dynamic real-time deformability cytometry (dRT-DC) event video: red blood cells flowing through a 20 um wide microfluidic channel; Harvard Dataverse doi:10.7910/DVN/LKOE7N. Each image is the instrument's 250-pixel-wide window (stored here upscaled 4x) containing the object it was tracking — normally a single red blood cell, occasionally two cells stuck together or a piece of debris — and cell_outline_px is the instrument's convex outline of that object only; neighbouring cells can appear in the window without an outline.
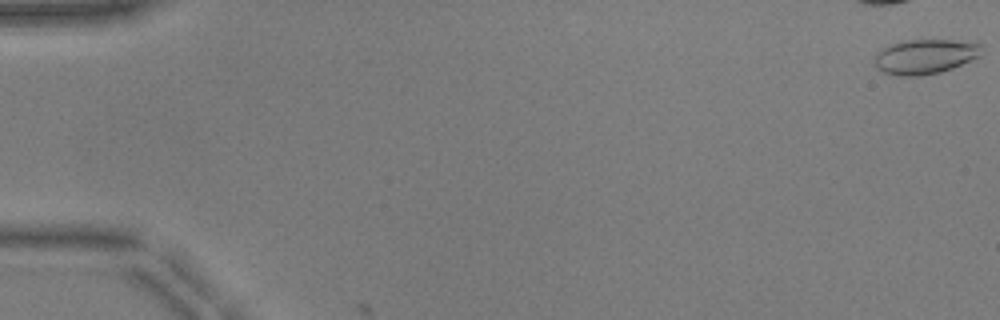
{"species": "common noctule bat (a hibernating species)", "species_latin": "Nyctalus noctula", "temperature_condition": "warm", "stored_images_in_passage": 3, "camera_frame_rate_fps": 3000, "um_per_image_px": 0.085, "animal": {"sex": "male", "body_mass_g": 17.9, "forearm_length_mm": 54.2}, "frame": {"image": 1, "passage_image": 1, "time_ms": 0.0, "image_size_px": [1000, 320], "cell_outline_px": [[980, 56], [952, 68], [940, 72], [920, 76], [896, 76], [884, 72], [876, 68], [876, 56], [880, 48], [904, 40], [952, 40], [980, 44]], "centroid_in_image_um": [78.59, 4.81], "position_along_channel_um": 6.4, "area_um2": 21.44}}